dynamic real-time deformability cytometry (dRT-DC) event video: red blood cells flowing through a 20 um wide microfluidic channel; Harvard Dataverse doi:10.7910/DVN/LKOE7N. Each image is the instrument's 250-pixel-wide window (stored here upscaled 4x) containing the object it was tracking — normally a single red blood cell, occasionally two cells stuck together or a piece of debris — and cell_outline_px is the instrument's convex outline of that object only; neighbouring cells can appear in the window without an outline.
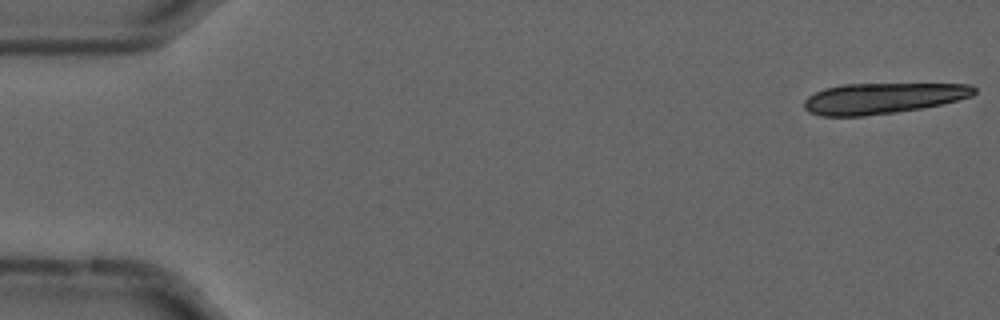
{"species": "common noctule bat (a hibernating species)", "species_latin": "Nyctalus noctula", "temperature_condition": "cold", "stored_images_in_passage": 18, "camera_frame_rate_fps": 3000, "um_per_image_px": 0.085, "animal": {"sex": "male", "forearm_length_mm": 52.5}, "frame": {"image": 1, "passage_image": 1, "time_ms": 0.0, "image_size_px": [1000, 320], "cell_outline_px": [[976, 92], [972, 96], [924, 108], [896, 112], [864, 116], [820, 116], [808, 112], [804, 108], [804, 100], [808, 96], [824, 88], [840, 84], [972, 84], [976, 88]], "centroid_in_image_um": [75.0, 8.35], "position_along_channel_um": 10.0, "area_um2": 30.63}}